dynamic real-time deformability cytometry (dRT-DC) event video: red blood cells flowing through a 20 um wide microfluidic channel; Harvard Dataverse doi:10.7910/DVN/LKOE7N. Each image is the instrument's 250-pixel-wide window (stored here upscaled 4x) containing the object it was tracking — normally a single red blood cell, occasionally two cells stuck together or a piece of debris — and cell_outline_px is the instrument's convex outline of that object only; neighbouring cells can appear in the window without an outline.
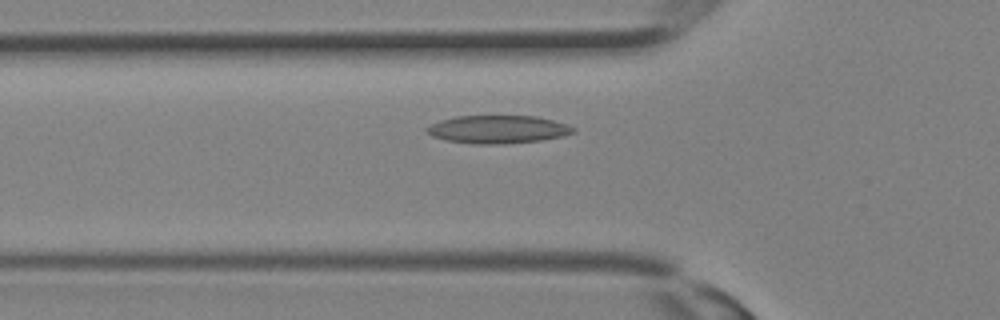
{"species": "Egyptian fruit bat (a non-hibernating species)", "species_latin": "Rousettus aegyptiacus", "temperature_condition": "room temperature", "stored_images_in_passage": 27, "camera_frame_rate_fps": 3000, "um_per_image_px": 0.085, "animal": {"sex": "female"}, "frame": {"image": 1, "passage_image": 6, "time_ms": 1.667, "image_size_px": [1000, 320], "cell_outline_px": [[576, 132], [564, 136], [544, 140], [504, 144], [472, 144], [444, 140], [432, 136], [424, 128], [440, 120], [456, 116], [536, 116], [552, 120], [576, 128]], "centroid_in_image_um": [42.32, 11.01], "position_along_channel_um": 83.5, "area_um2": 24.04}}
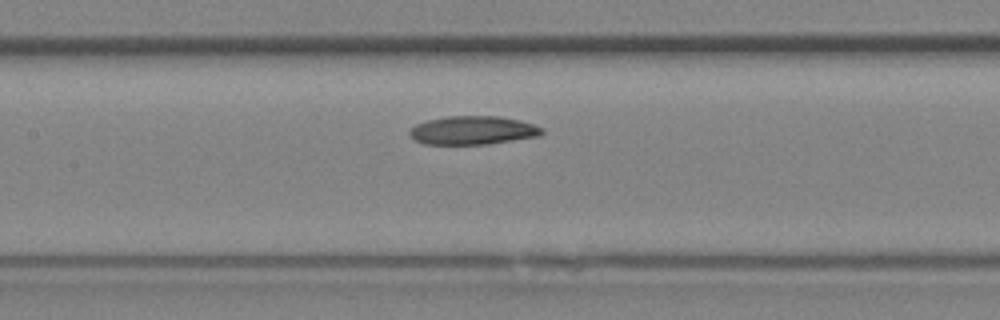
{"frame": {"image": 2, "passage_image": 10, "time_ms": 3.0, "image_size_px": [1000, 320], "cell_outline_px": [[544, 132], [540, 136], [484, 144], [424, 144], [416, 140], [408, 132], [416, 124], [428, 120], [448, 116], [496, 116], [520, 120], [544, 128]], "centroid_in_image_um": [40.21, 11.07], "position_along_channel_um": 167.2, "area_um2": 21.79}}
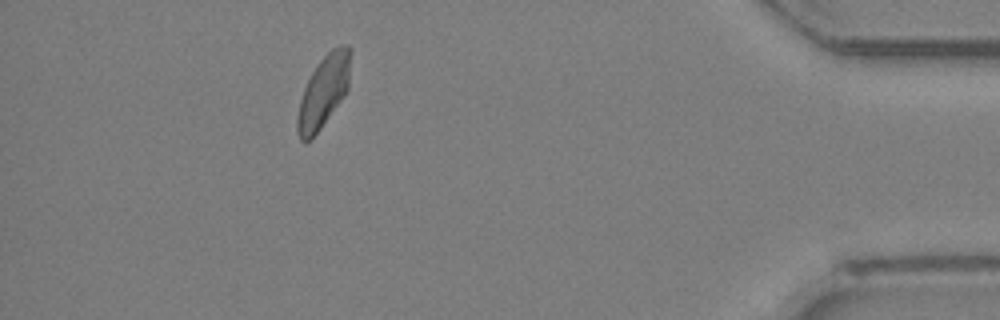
{"frame": {"image": 3, "passage_image": 24, "time_ms": 7.667, "image_size_px": [1000, 320], "cell_outline_px": [[352, 52], [348, 88], [344, 96], [320, 128], [308, 140], [300, 140], [296, 132], [296, 120], [300, 100], [304, 88], [312, 72], [320, 60], [332, 48], [340, 44], [348, 44], [352, 48]], "centroid_in_image_um": [27.53, 7.71], "position_along_channel_um": 407.7, "area_um2": 22.2}}